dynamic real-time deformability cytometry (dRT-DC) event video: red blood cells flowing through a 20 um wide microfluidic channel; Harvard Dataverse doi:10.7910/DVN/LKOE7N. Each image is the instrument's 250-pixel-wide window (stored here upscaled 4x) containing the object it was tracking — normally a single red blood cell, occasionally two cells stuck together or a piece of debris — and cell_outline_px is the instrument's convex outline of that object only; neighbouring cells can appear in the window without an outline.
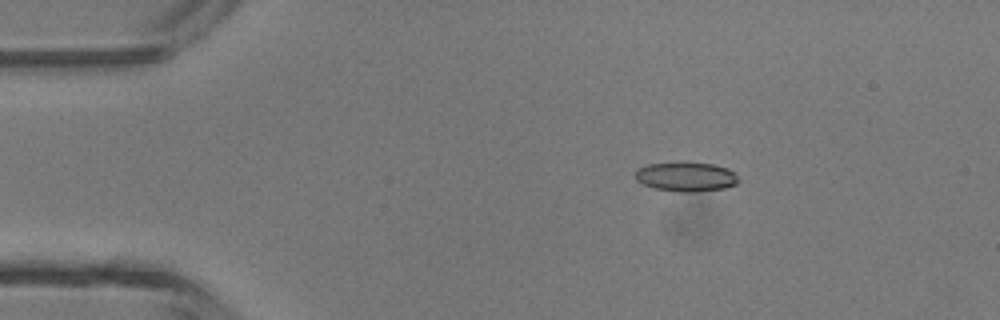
{"species": "common noctule bat (a hibernating species)", "species_latin": "Nyctalus noctula", "temperature_condition": "room temperature", "stored_images_in_passage": 5, "camera_frame_rate_fps": 3000, "um_per_image_px": 0.085, "animal": {"sex": "male", "body_mass_g": 13.3}, "frame": {"image": 1, "passage_image": 2, "time_ms": 0.333, "image_size_px": [1000, 320], "cell_outline_px": [[740, 180], [736, 184], [724, 188], [696, 192], [680, 192], [652, 188], [636, 180], [636, 172], [640, 168], [648, 164], [712, 164], [728, 168], [736, 172]], "centroid_in_image_um": [58.37, 15.06], "position_along_channel_um": 26.6, "area_um2": 17.28}}
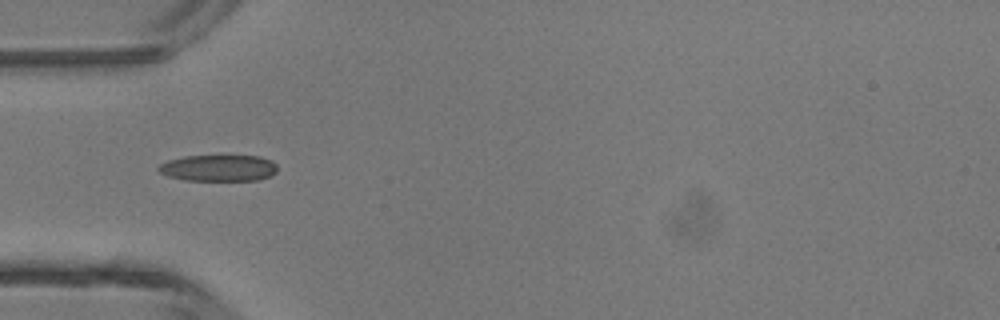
{"frame": {"image": 2, "passage_image": 4, "time_ms": 1.0, "image_size_px": [1000, 320], "cell_outline_px": [[276, 172], [268, 176], [256, 180], [188, 180], [168, 176], [160, 172], [156, 168], [160, 164], [168, 160], [184, 156], [260, 156], [272, 160], [276, 164]], "centroid_in_image_um": [18.57, 14.27], "position_along_channel_um": 66.4, "area_um2": 18.15}}
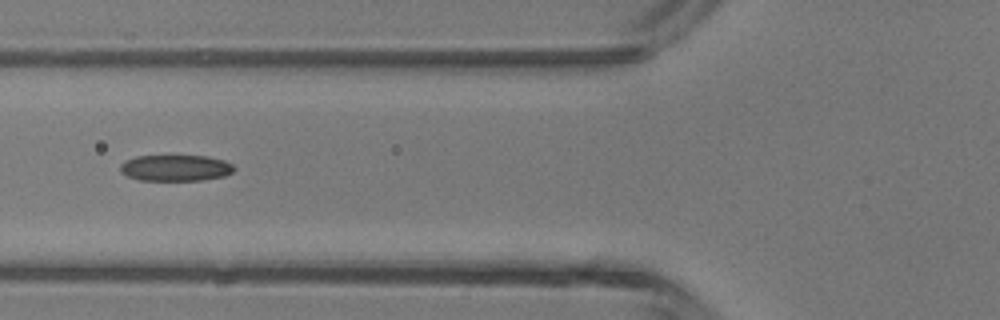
{"frame": {"image": 3, "passage_image": 5, "time_ms": 1.333, "image_size_px": [1000, 320], "cell_outline_px": [[236, 168], [232, 172], [224, 176], [204, 180], [140, 180], [128, 176], [120, 172], [120, 164], [124, 160], [136, 156], [208, 156], [224, 160], [232, 164]], "centroid_in_image_um": [14.92, 14.27], "position_along_channel_um": 110.9, "area_um2": 17.46}}